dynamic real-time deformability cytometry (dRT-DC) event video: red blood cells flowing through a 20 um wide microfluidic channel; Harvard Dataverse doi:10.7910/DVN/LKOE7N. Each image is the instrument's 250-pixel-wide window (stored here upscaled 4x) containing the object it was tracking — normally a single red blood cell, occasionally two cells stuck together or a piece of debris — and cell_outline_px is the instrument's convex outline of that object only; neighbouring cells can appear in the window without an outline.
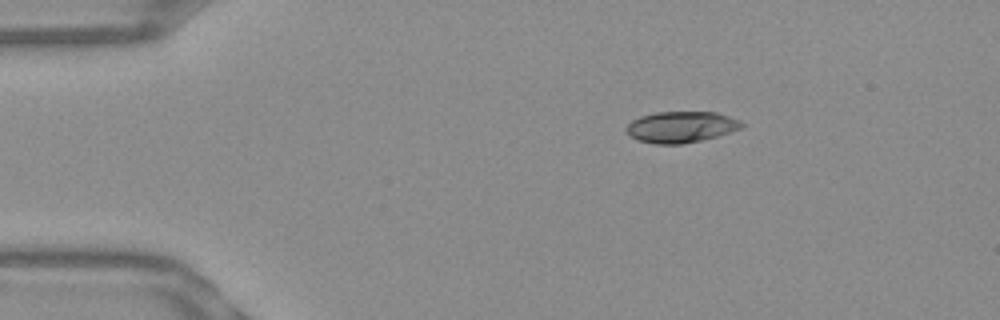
{"species": "Egyptian fruit bat (a non-hibernating species)", "species_latin": "Rousettus aegyptiacus", "temperature_condition": "warm", "stored_images_in_passage": 45, "camera_frame_rate_fps": 3000, "um_per_image_px": 0.085, "frame": {"image": 1, "passage_image": 1, "time_ms": 0.0, "image_size_px": [1000, 320], "cell_outline_px": [[744, 124], [740, 128], [716, 136], [700, 140], [680, 144], [656, 144], [640, 140], [632, 136], [624, 128], [632, 120], [640, 116], [656, 112], [716, 112], [740, 120]], "centroid_in_image_um": [57.87, 10.78], "position_along_channel_um": 27.1, "area_um2": 20.63}}
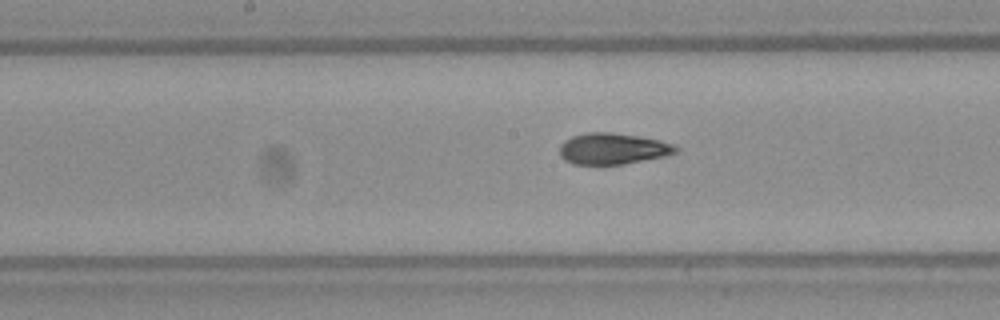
{"frame": {"image": 2, "passage_image": 19, "time_ms": 6.0, "image_size_px": [1000, 320], "cell_outline_px": [[680, 148], [676, 152], [664, 156], [624, 164], [572, 164], [564, 160], [560, 156], [560, 144], [564, 140], [572, 136], [584, 132], [612, 132], [660, 140], [672, 144]], "centroid_in_image_um": [52.05, 12.63], "position_along_channel_um": 196.2, "area_um2": 21.15}}
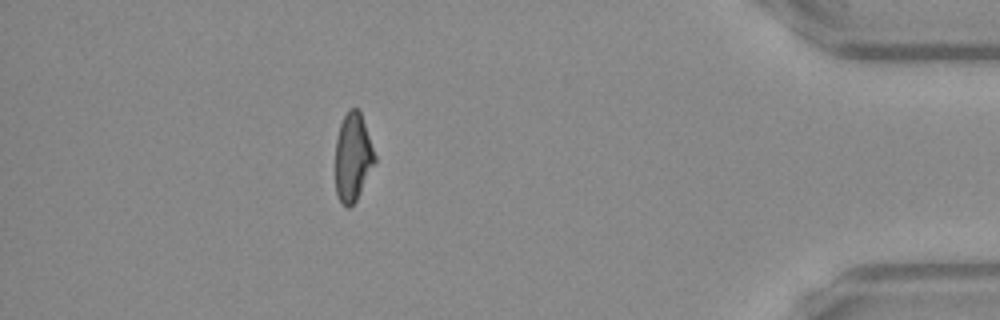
{"frame": {"image": 3, "passage_image": 39, "time_ms": 12.667, "image_size_px": [1000, 320], "cell_outline_px": [[376, 160], [356, 200], [348, 208], [340, 200], [336, 192], [336, 140], [340, 124], [348, 108], [356, 108], [360, 112], [376, 156]], "centroid_in_image_um": [29.98, 13.34], "position_along_channel_um": 405.2, "area_um2": 19.83}, "authors_computed_cell_mechanics": {"area_um2": 21.2704, "velocity_mm_per_s": 3.8462, "shape_relaxation_time_tau1_ms": 5.2967, "shape_relaxation_time_tau2_ms": 1.481, "deformation_change_tau1": 0.1844, "deformation_change_tau2": 0.0549}}